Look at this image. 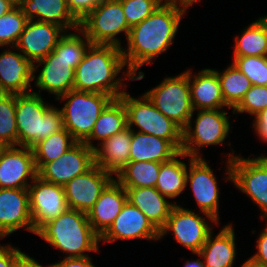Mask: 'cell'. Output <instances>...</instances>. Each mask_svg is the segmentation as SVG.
Returning a JSON list of instances; mask_svg holds the SVG:
<instances>
[{"label":"cell","instance_id":"obj_1","mask_svg":"<svg viewBox=\"0 0 267 267\" xmlns=\"http://www.w3.org/2000/svg\"><path fill=\"white\" fill-rule=\"evenodd\" d=\"M186 9L176 5L161 4L146 19L130 28L127 50L122 48L126 67V78L141 80L144 73L140 70L145 63L167 51L171 46L182 16ZM138 73V76H135Z\"/></svg>","mask_w":267,"mask_h":267},{"label":"cell","instance_id":"obj_2","mask_svg":"<svg viewBox=\"0 0 267 267\" xmlns=\"http://www.w3.org/2000/svg\"><path fill=\"white\" fill-rule=\"evenodd\" d=\"M125 66L122 48L91 43L75 68L73 89L120 98L125 91L122 80L116 77Z\"/></svg>","mask_w":267,"mask_h":267},{"label":"cell","instance_id":"obj_3","mask_svg":"<svg viewBox=\"0 0 267 267\" xmlns=\"http://www.w3.org/2000/svg\"><path fill=\"white\" fill-rule=\"evenodd\" d=\"M35 234L53 247L70 253L66 258L87 257L85 252L99 251L100 236L91 227L87 213L75 209L68 208L43 224Z\"/></svg>","mask_w":267,"mask_h":267},{"label":"cell","instance_id":"obj_4","mask_svg":"<svg viewBox=\"0 0 267 267\" xmlns=\"http://www.w3.org/2000/svg\"><path fill=\"white\" fill-rule=\"evenodd\" d=\"M39 93L16 94L18 146L32 148L39 141L64 128L61 110L48 105Z\"/></svg>","mask_w":267,"mask_h":267},{"label":"cell","instance_id":"obj_5","mask_svg":"<svg viewBox=\"0 0 267 267\" xmlns=\"http://www.w3.org/2000/svg\"><path fill=\"white\" fill-rule=\"evenodd\" d=\"M67 100L62 112L64 128L77 142H84L91 134L101 112L113 100L104 93L70 90L57 98Z\"/></svg>","mask_w":267,"mask_h":267},{"label":"cell","instance_id":"obj_6","mask_svg":"<svg viewBox=\"0 0 267 267\" xmlns=\"http://www.w3.org/2000/svg\"><path fill=\"white\" fill-rule=\"evenodd\" d=\"M120 99L126 107L128 127L131 130L132 125H136L140 129L137 132L168 140L181 151L183 129L161 113L145 94L138 100L124 92Z\"/></svg>","mask_w":267,"mask_h":267},{"label":"cell","instance_id":"obj_7","mask_svg":"<svg viewBox=\"0 0 267 267\" xmlns=\"http://www.w3.org/2000/svg\"><path fill=\"white\" fill-rule=\"evenodd\" d=\"M145 95L167 118L184 129L193 117L188 70L175 77H167Z\"/></svg>","mask_w":267,"mask_h":267},{"label":"cell","instance_id":"obj_8","mask_svg":"<svg viewBox=\"0 0 267 267\" xmlns=\"http://www.w3.org/2000/svg\"><path fill=\"white\" fill-rule=\"evenodd\" d=\"M80 29L92 44L121 47L116 37L124 32L128 38L130 27L119 0H103L81 22Z\"/></svg>","mask_w":267,"mask_h":267},{"label":"cell","instance_id":"obj_9","mask_svg":"<svg viewBox=\"0 0 267 267\" xmlns=\"http://www.w3.org/2000/svg\"><path fill=\"white\" fill-rule=\"evenodd\" d=\"M226 177L235 187L246 193L267 218V156L244 159L230 155Z\"/></svg>","mask_w":267,"mask_h":267},{"label":"cell","instance_id":"obj_10","mask_svg":"<svg viewBox=\"0 0 267 267\" xmlns=\"http://www.w3.org/2000/svg\"><path fill=\"white\" fill-rule=\"evenodd\" d=\"M228 117L226 112L221 109L198 110L197 118L194 121L195 127L192 129V123L189 121L183 129L181 151L187 157L201 158L197 152L200 148L223 144L230 130Z\"/></svg>","mask_w":267,"mask_h":267},{"label":"cell","instance_id":"obj_11","mask_svg":"<svg viewBox=\"0 0 267 267\" xmlns=\"http://www.w3.org/2000/svg\"><path fill=\"white\" fill-rule=\"evenodd\" d=\"M28 187L29 207L34 233L45 223L56 219L68 209L64 186L37 176Z\"/></svg>","mask_w":267,"mask_h":267},{"label":"cell","instance_id":"obj_12","mask_svg":"<svg viewBox=\"0 0 267 267\" xmlns=\"http://www.w3.org/2000/svg\"><path fill=\"white\" fill-rule=\"evenodd\" d=\"M169 231L174 233L179 244L194 254L201 250L208 235L212 232L203 217L176 204L171 209L164 227L160 230V238Z\"/></svg>","mask_w":267,"mask_h":267},{"label":"cell","instance_id":"obj_13","mask_svg":"<svg viewBox=\"0 0 267 267\" xmlns=\"http://www.w3.org/2000/svg\"><path fill=\"white\" fill-rule=\"evenodd\" d=\"M94 164V150L84 142H77L58 159L45 163L37 174L44 181L64 186Z\"/></svg>","mask_w":267,"mask_h":267},{"label":"cell","instance_id":"obj_14","mask_svg":"<svg viewBox=\"0 0 267 267\" xmlns=\"http://www.w3.org/2000/svg\"><path fill=\"white\" fill-rule=\"evenodd\" d=\"M114 179L110 173L94 164L64 185L68 208L87 213Z\"/></svg>","mask_w":267,"mask_h":267},{"label":"cell","instance_id":"obj_15","mask_svg":"<svg viewBox=\"0 0 267 267\" xmlns=\"http://www.w3.org/2000/svg\"><path fill=\"white\" fill-rule=\"evenodd\" d=\"M186 183L190 186L201 212L210 221L218 223L219 191L216 177L205 159L189 157ZM189 173V174H188Z\"/></svg>","mask_w":267,"mask_h":267},{"label":"cell","instance_id":"obj_16","mask_svg":"<svg viewBox=\"0 0 267 267\" xmlns=\"http://www.w3.org/2000/svg\"><path fill=\"white\" fill-rule=\"evenodd\" d=\"M38 176L32 148L5 146L0 153V188H28Z\"/></svg>","mask_w":267,"mask_h":267},{"label":"cell","instance_id":"obj_17","mask_svg":"<svg viewBox=\"0 0 267 267\" xmlns=\"http://www.w3.org/2000/svg\"><path fill=\"white\" fill-rule=\"evenodd\" d=\"M65 31L59 25L28 20L14 48L34 64L53 51Z\"/></svg>","mask_w":267,"mask_h":267},{"label":"cell","instance_id":"obj_18","mask_svg":"<svg viewBox=\"0 0 267 267\" xmlns=\"http://www.w3.org/2000/svg\"><path fill=\"white\" fill-rule=\"evenodd\" d=\"M159 238L160 232L145 214L127 201L110 227L100 236V241L106 243L120 239L158 240Z\"/></svg>","mask_w":267,"mask_h":267},{"label":"cell","instance_id":"obj_19","mask_svg":"<svg viewBox=\"0 0 267 267\" xmlns=\"http://www.w3.org/2000/svg\"><path fill=\"white\" fill-rule=\"evenodd\" d=\"M24 227L34 233L28 188H0V228L8 236Z\"/></svg>","mask_w":267,"mask_h":267},{"label":"cell","instance_id":"obj_20","mask_svg":"<svg viewBox=\"0 0 267 267\" xmlns=\"http://www.w3.org/2000/svg\"><path fill=\"white\" fill-rule=\"evenodd\" d=\"M34 64L22 53L6 50L0 54V93L21 94L32 91Z\"/></svg>","mask_w":267,"mask_h":267},{"label":"cell","instance_id":"obj_21","mask_svg":"<svg viewBox=\"0 0 267 267\" xmlns=\"http://www.w3.org/2000/svg\"><path fill=\"white\" fill-rule=\"evenodd\" d=\"M34 71L41 64H44L36 79L35 85L41 90H46L56 95V99L73 89L75 69L71 67V62L58 57L51 51L44 59L37 61Z\"/></svg>","mask_w":267,"mask_h":267},{"label":"cell","instance_id":"obj_22","mask_svg":"<svg viewBox=\"0 0 267 267\" xmlns=\"http://www.w3.org/2000/svg\"><path fill=\"white\" fill-rule=\"evenodd\" d=\"M126 202V190L114 179L87 212L91 227L99 236L110 227Z\"/></svg>","mask_w":267,"mask_h":267},{"label":"cell","instance_id":"obj_23","mask_svg":"<svg viewBox=\"0 0 267 267\" xmlns=\"http://www.w3.org/2000/svg\"><path fill=\"white\" fill-rule=\"evenodd\" d=\"M188 79L194 111L196 109L214 110L222 109L224 106L227 107L222 95L219 78L214 70L203 69L194 78L192 72L188 71Z\"/></svg>","mask_w":267,"mask_h":267},{"label":"cell","instance_id":"obj_24","mask_svg":"<svg viewBox=\"0 0 267 267\" xmlns=\"http://www.w3.org/2000/svg\"><path fill=\"white\" fill-rule=\"evenodd\" d=\"M127 201L141 210L160 232L175 204L168 202L155 187L124 188Z\"/></svg>","mask_w":267,"mask_h":267},{"label":"cell","instance_id":"obj_25","mask_svg":"<svg viewBox=\"0 0 267 267\" xmlns=\"http://www.w3.org/2000/svg\"><path fill=\"white\" fill-rule=\"evenodd\" d=\"M28 20L52 23L68 29L80 28V23L68 9L66 0H22L18 4Z\"/></svg>","mask_w":267,"mask_h":267},{"label":"cell","instance_id":"obj_26","mask_svg":"<svg viewBox=\"0 0 267 267\" xmlns=\"http://www.w3.org/2000/svg\"><path fill=\"white\" fill-rule=\"evenodd\" d=\"M131 139L132 130L127 127L100 143L101 147L94 150L95 164L111 175H117L130 162Z\"/></svg>","mask_w":267,"mask_h":267},{"label":"cell","instance_id":"obj_27","mask_svg":"<svg viewBox=\"0 0 267 267\" xmlns=\"http://www.w3.org/2000/svg\"><path fill=\"white\" fill-rule=\"evenodd\" d=\"M212 232L197 253L206 267H233L236 256L235 233L232 225H225L213 238Z\"/></svg>","mask_w":267,"mask_h":267},{"label":"cell","instance_id":"obj_28","mask_svg":"<svg viewBox=\"0 0 267 267\" xmlns=\"http://www.w3.org/2000/svg\"><path fill=\"white\" fill-rule=\"evenodd\" d=\"M179 151L168 141L153 135L132 130L130 161L166 162Z\"/></svg>","mask_w":267,"mask_h":267},{"label":"cell","instance_id":"obj_29","mask_svg":"<svg viewBox=\"0 0 267 267\" xmlns=\"http://www.w3.org/2000/svg\"><path fill=\"white\" fill-rule=\"evenodd\" d=\"M127 127L126 107L120 98L113 99L101 112L90 136L84 143L95 150L96 146L91 143V141H93L92 139L101 140V143H103L105 140L125 130Z\"/></svg>","mask_w":267,"mask_h":267},{"label":"cell","instance_id":"obj_30","mask_svg":"<svg viewBox=\"0 0 267 267\" xmlns=\"http://www.w3.org/2000/svg\"><path fill=\"white\" fill-rule=\"evenodd\" d=\"M187 156L180 151L172 159L162 162L155 188L166 198L179 196L186 188L187 165L178 157Z\"/></svg>","mask_w":267,"mask_h":267},{"label":"cell","instance_id":"obj_31","mask_svg":"<svg viewBox=\"0 0 267 267\" xmlns=\"http://www.w3.org/2000/svg\"><path fill=\"white\" fill-rule=\"evenodd\" d=\"M233 57L267 55V22L263 18L254 21L241 36L235 39Z\"/></svg>","mask_w":267,"mask_h":267},{"label":"cell","instance_id":"obj_32","mask_svg":"<svg viewBox=\"0 0 267 267\" xmlns=\"http://www.w3.org/2000/svg\"><path fill=\"white\" fill-rule=\"evenodd\" d=\"M159 162L130 161L117 175L124 188L155 187L160 171Z\"/></svg>","mask_w":267,"mask_h":267},{"label":"cell","instance_id":"obj_33","mask_svg":"<svg viewBox=\"0 0 267 267\" xmlns=\"http://www.w3.org/2000/svg\"><path fill=\"white\" fill-rule=\"evenodd\" d=\"M76 143L77 141L65 128L36 143L32 147V151L37 171L45 163L61 157Z\"/></svg>","mask_w":267,"mask_h":267},{"label":"cell","instance_id":"obj_34","mask_svg":"<svg viewBox=\"0 0 267 267\" xmlns=\"http://www.w3.org/2000/svg\"><path fill=\"white\" fill-rule=\"evenodd\" d=\"M214 71L219 78L225 104L233 110L241 102L245 93L252 87V83L233 64L227 67L223 73Z\"/></svg>","mask_w":267,"mask_h":267},{"label":"cell","instance_id":"obj_35","mask_svg":"<svg viewBox=\"0 0 267 267\" xmlns=\"http://www.w3.org/2000/svg\"><path fill=\"white\" fill-rule=\"evenodd\" d=\"M0 142L4 146H18L16 94L13 93H0Z\"/></svg>","mask_w":267,"mask_h":267},{"label":"cell","instance_id":"obj_36","mask_svg":"<svg viewBox=\"0 0 267 267\" xmlns=\"http://www.w3.org/2000/svg\"><path fill=\"white\" fill-rule=\"evenodd\" d=\"M76 31H79L80 34L82 33L86 41H84L81 35L65 33L53 49V52L58 57L71 62V67L74 69L80 64L87 48L91 44V41L80 28Z\"/></svg>","mask_w":267,"mask_h":267},{"label":"cell","instance_id":"obj_37","mask_svg":"<svg viewBox=\"0 0 267 267\" xmlns=\"http://www.w3.org/2000/svg\"><path fill=\"white\" fill-rule=\"evenodd\" d=\"M28 21L19 5H15L0 17V46L15 47Z\"/></svg>","mask_w":267,"mask_h":267},{"label":"cell","instance_id":"obj_38","mask_svg":"<svg viewBox=\"0 0 267 267\" xmlns=\"http://www.w3.org/2000/svg\"><path fill=\"white\" fill-rule=\"evenodd\" d=\"M233 66L242 72L252 85L267 86L265 56L233 57Z\"/></svg>","mask_w":267,"mask_h":267},{"label":"cell","instance_id":"obj_39","mask_svg":"<svg viewBox=\"0 0 267 267\" xmlns=\"http://www.w3.org/2000/svg\"><path fill=\"white\" fill-rule=\"evenodd\" d=\"M131 28L150 16L161 4L157 0H119Z\"/></svg>","mask_w":267,"mask_h":267},{"label":"cell","instance_id":"obj_40","mask_svg":"<svg viewBox=\"0 0 267 267\" xmlns=\"http://www.w3.org/2000/svg\"><path fill=\"white\" fill-rule=\"evenodd\" d=\"M265 109H267V86L252 85L233 109V114L246 112L256 117Z\"/></svg>","mask_w":267,"mask_h":267},{"label":"cell","instance_id":"obj_41","mask_svg":"<svg viewBox=\"0 0 267 267\" xmlns=\"http://www.w3.org/2000/svg\"><path fill=\"white\" fill-rule=\"evenodd\" d=\"M103 0H66L73 17L80 23Z\"/></svg>","mask_w":267,"mask_h":267},{"label":"cell","instance_id":"obj_42","mask_svg":"<svg viewBox=\"0 0 267 267\" xmlns=\"http://www.w3.org/2000/svg\"><path fill=\"white\" fill-rule=\"evenodd\" d=\"M23 254L24 252L11 245L0 246V267H15Z\"/></svg>","mask_w":267,"mask_h":267},{"label":"cell","instance_id":"obj_43","mask_svg":"<svg viewBox=\"0 0 267 267\" xmlns=\"http://www.w3.org/2000/svg\"><path fill=\"white\" fill-rule=\"evenodd\" d=\"M256 245L258 252L250 257V259L263 267H267V226L265 230L261 232Z\"/></svg>","mask_w":267,"mask_h":267},{"label":"cell","instance_id":"obj_44","mask_svg":"<svg viewBox=\"0 0 267 267\" xmlns=\"http://www.w3.org/2000/svg\"><path fill=\"white\" fill-rule=\"evenodd\" d=\"M52 267H95L92 265L90 257L66 258L58 263L52 264Z\"/></svg>","mask_w":267,"mask_h":267},{"label":"cell","instance_id":"obj_45","mask_svg":"<svg viewBox=\"0 0 267 267\" xmlns=\"http://www.w3.org/2000/svg\"><path fill=\"white\" fill-rule=\"evenodd\" d=\"M253 125L259 138L267 142V109L263 110L255 117Z\"/></svg>","mask_w":267,"mask_h":267},{"label":"cell","instance_id":"obj_46","mask_svg":"<svg viewBox=\"0 0 267 267\" xmlns=\"http://www.w3.org/2000/svg\"><path fill=\"white\" fill-rule=\"evenodd\" d=\"M15 267H43L39 264L34 258L26 255L25 253L20 257L19 261L17 262ZM48 267H52L48 265Z\"/></svg>","mask_w":267,"mask_h":267},{"label":"cell","instance_id":"obj_47","mask_svg":"<svg viewBox=\"0 0 267 267\" xmlns=\"http://www.w3.org/2000/svg\"><path fill=\"white\" fill-rule=\"evenodd\" d=\"M160 4H164V5H176V6H180L183 7L187 10V8L189 6L192 5V0H157ZM164 1V2H162ZM179 2V3H178Z\"/></svg>","mask_w":267,"mask_h":267},{"label":"cell","instance_id":"obj_48","mask_svg":"<svg viewBox=\"0 0 267 267\" xmlns=\"http://www.w3.org/2000/svg\"><path fill=\"white\" fill-rule=\"evenodd\" d=\"M16 4L11 0H0V17L6 14L10 9H12Z\"/></svg>","mask_w":267,"mask_h":267},{"label":"cell","instance_id":"obj_49","mask_svg":"<svg viewBox=\"0 0 267 267\" xmlns=\"http://www.w3.org/2000/svg\"><path fill=\"white\" fill-rule=\"evenodd\" d=\"M185 267H206V266L203 264L202 260L197 259V260H193V261L188 260L185 263Z\"/></svg>","mask_w":267,"mask_h":267},{"label":"cell","instance_id":"obj_50","mask_svg":"<svg viewBox=\"0 0 267 267\" xmlns=\"http://www.w3.org/2000/svg\"><path fill=\"white\" fill-rule=\"evenodd\" d=\"M241 267H263L262 265L253 262L250 258L243 263Z\"/></svg>","mask_w":267,"mask_h":267},{"label":"cell","instance_id":"obj_51","mask_svg":"<svg viewBox=\"0 0 267 267\" xmlns=\"http://www.w3.org/2000/svg\"><path fill=\"white\" fill-rule=\"evenodd\" d=\"M7 236L2 229L0 228V238L2 239L3 237Z\"/></svg>","mask_w":267,"mask_h":267},{"label":"cell","instance_id":"obj_52","mask_svg":"<svg viewBox=\"0 0 267 267\" xmlns=\"http://www.w3.org/2000/svg\"><path fill=\"white\" fill-rule=\"evenodd\" d=\"M12 2H14L16 5H18L22 0H11Z\"/></svg>","mask_w":267,"mask_h":267},{"label":"cell","instance_id":"obj_53","mask_svg":"<svg viewBox=\"0 0 267 267\" xmlns=\"http://www.w3.org/2000/svg\"><path fill=\"white\" fill-rule=\"evenodd\" d=\"M5 146L0 142V153Z\"/></svg>","mask_w":267,"mask_h":267},{"label":"cell","instance_id":"obj_54","mask_svg":"<svg viewBox=\"0 0 267 267\" xmlns=\"http://www.w3.org/2000/svg\"><path fill=\"white\" fill-rule=\"evenodd\" d=\"M198 1H200V0H192V4L195 3V2H198Z\"/></svg>","mask_w":267,"mask_h":267}]
</instances>
